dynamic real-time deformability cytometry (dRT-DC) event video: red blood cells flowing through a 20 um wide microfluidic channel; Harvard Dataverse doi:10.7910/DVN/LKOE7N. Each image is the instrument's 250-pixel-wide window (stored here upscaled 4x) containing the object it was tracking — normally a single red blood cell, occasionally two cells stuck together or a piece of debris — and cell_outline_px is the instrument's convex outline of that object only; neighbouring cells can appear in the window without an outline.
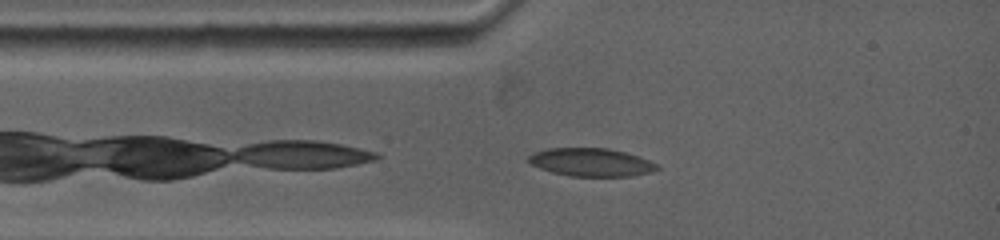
{"species": "common noctule bat (a hibernating species)", "species_latin": "Nyctalus noctula", "temperature_condition": "warm", "stored_images_in_passage": 22, "camera_frame_rate_fps": 5000, "um_per_image_px": 0.085, "animal": {"sex": "female", "body_mass_g": 19.0, "forearm_length_mm": 53.3}, "frame": {"image": 1, "passage_image": 1, "time_ms": 0.0, "image_size_px": [1000, 240], "cell_outline_px": [[660, 168], [652, 172], [632, 176], [568, 176], [552, 172], [528, 164], [528, 156], [532, 152], [548, 148], [608, 148], [624, 152], [660, 164]], "centroid_in_image_um": [50.23, 13.79], "position_along_channel_um": 34.8, "area_um2": 21.21}}
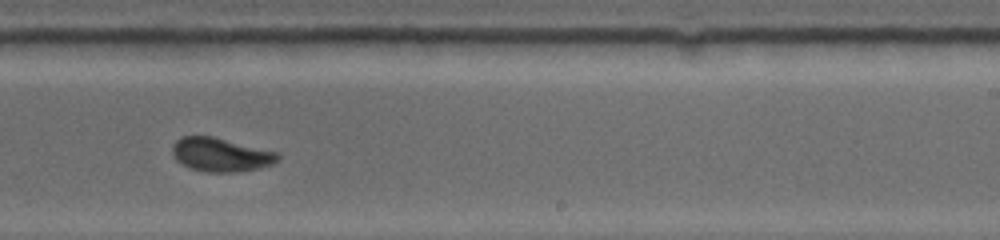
{"frame": {"image": 2, "passage_image": 12, "time_ms": 6.2, "image_size_px": [1000, 240], "cell_outline_px": [[280, 160], [272, 164], [260, 168], [236, 172], [208, 172], [188, 168], [180, 164], [176, 160], [172, 152], [172, 144], [180, 136], [212, 136], [280, 152]], "centroid_in_image_um": [18.77, 13.15], "position_along_channel_um": 270.2, "area_um2": 21.1}}
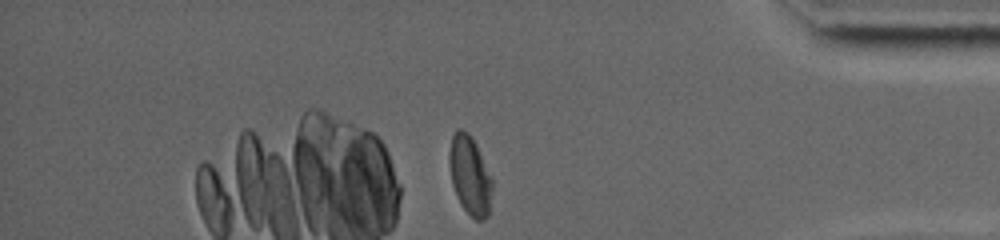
{"frame": {"image": 3, "passage_image": 22, "time_ms": 10.2, "image_size_px": [1000, 240], "cell_outline_px": [[492, 188], [488, 216], [484, 220], [476, 220], [460, 204], [452, 184], [448, 160], [448, 152], [452, 136], [456, 128], [460, 128], [468, 132], [476, 144], [492, 180]], "centroid_in_image_um": [39.92, 14.88], "position_along_channel_um": 395.3, "area_um2": 19.65}, "authors_computed_cell_mechanics": {"area_um2": 21.2415, "velocity_mm_per_s": 3.8393, "shape_relaxation_time_tau1_ms": 8.5429, "shape_relaxation_time_tau2_ms": null, "deformation_change_tau1": 0.1626, "deformation_change_tau2": null}}